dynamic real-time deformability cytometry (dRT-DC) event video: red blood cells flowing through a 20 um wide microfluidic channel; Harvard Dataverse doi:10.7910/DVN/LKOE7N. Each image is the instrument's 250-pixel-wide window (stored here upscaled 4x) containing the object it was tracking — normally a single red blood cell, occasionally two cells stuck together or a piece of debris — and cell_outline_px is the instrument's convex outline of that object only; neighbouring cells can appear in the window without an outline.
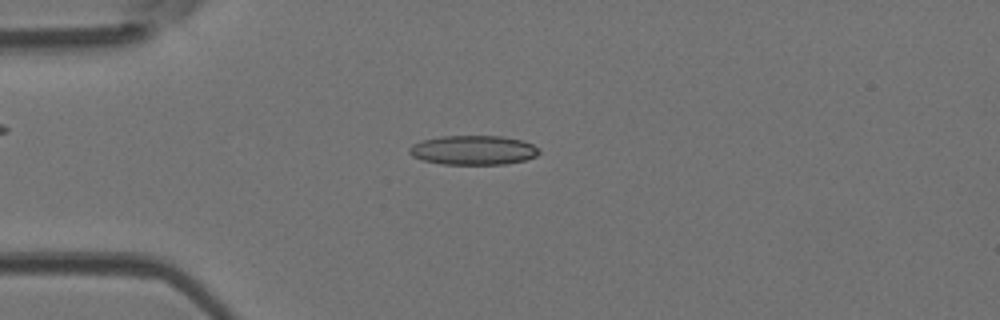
{"species": "Egyptian fruit bat (a non-hibernating species)", "species_latin": "Rousettus aegyptiacus", "temperature_condition": "room temperature", "stored_images_in_passage": 48, "camera_frame_rate_fps": 3000, "um_per_image_px": 0.085, "animal": {"sex": "female"}, "frame": {"image": 1, "passage_image": 13, "time_ms": 4.0, "image_size_px": [1000, 320], "cell_outline_px": [[540, 152], [536, 156], [524, 160], [504, 164], [444, 164], [424, 160], [412, 156], [408, 152], [408, 148], [412, 144], [420, 140], [440, 136], [500, 136], [524, 140], [540, 148]], "centroid_in_image_um": [40.23, 12.75], "position_along_channel_um": 44.8, "area_um2": 22.31}}
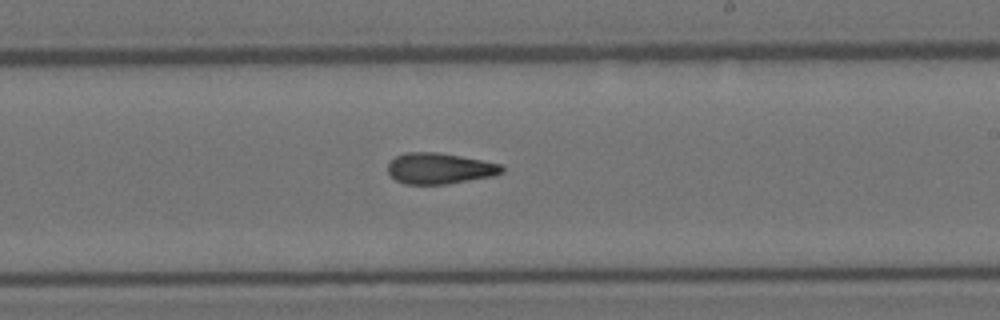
{"frame": {"image": 2, "passage_image": 29, "time_ms": 9.333, "image_size_px": [1000, 320], "cell_outline_px": [[504, 172], [492, 176], [448, 184], [404, 184], [396, 180], [388, 172], [388, 164], [396, 156], [404, 152], [436, 152], [460, 156], [500, 164], [504, 168]], "centroid_in_image_um": [37.35, 14.32], "position_along_channel_um": 251.7, "area_um2": 20.46}}
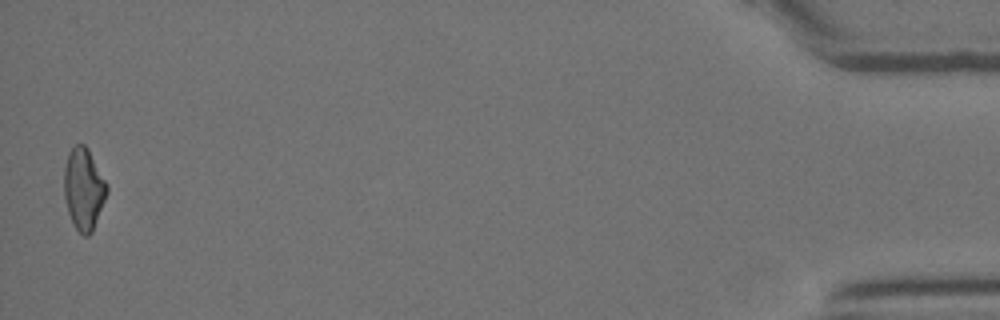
{"frame": {"image": 3, "passage_image": 48, "time_ms": 15.667, "image_size_px": [1000, 320], "cell_outline_px": [[108, 192], [92, 232], [88, 236], [84, 236], [76, 228], [68, 212], [64, 196], [64, 164], [68, 152], [76, 144], [84, 144], [88, 148], [108, 184]], "centroid_in_image_um": [7.12, 16.03], "position_along_channel_um": 428.1, "area_um2": 20.46}, "authors_computed_cell_mechanics": {"area_um2": 20.9236, "velocity_mm_per_s": 4.2375, "shape_relaxation_time_tau1_ms": 8.8357, "shape_relaxation_time_tau2_ms": 2.83, "deformation_change_tau1": 0.2178, "deformation_change_tau2": 0.1185}}